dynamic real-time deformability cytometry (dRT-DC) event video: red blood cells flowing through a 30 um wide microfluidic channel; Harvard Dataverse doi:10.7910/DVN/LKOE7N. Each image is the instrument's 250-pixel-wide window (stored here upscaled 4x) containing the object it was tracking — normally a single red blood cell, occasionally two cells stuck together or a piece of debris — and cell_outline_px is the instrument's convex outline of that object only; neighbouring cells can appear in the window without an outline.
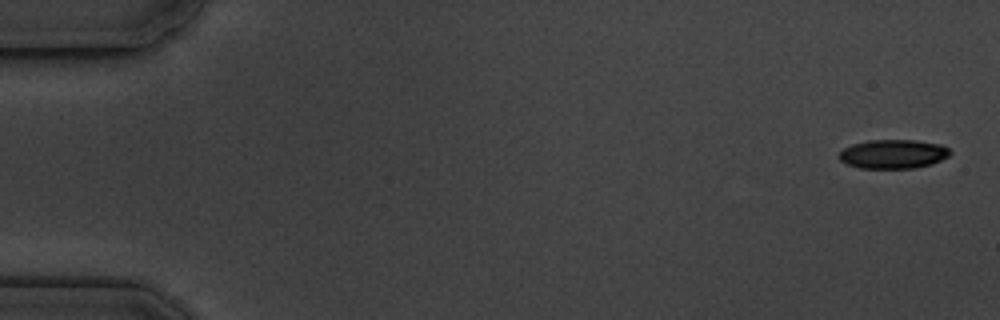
{"species": "common noctule bat (a hibernating species)", "species_latin": "Nyctalus noctula", "temperature_condition": "cold", "stored_images_in_passage": 6, "camera_frame_rate_fps": 3000, "um_per_image_px": 0.085, "animal": {"sex": "male", "body_mass_g": 19.5, "forearm_length_mm": 54.6}, "frame": {"image": 1, "passage_image": 1, "time_ms": 0.0, "image_size_px": [1000, 320], "cell_outline_px": [[952, 152], [948, 156], [932, 164], [916, 168], [860, 168], [848, 164], [840, 160], [836, 156], [844, 148], [852, 144], [868, 140], [916, 140], [940, 144], [948, 148]], "centroid_in_image_um": [75.91, 13.09], "position_along_channel_um": 9.1, "area_um2": 18.84}}
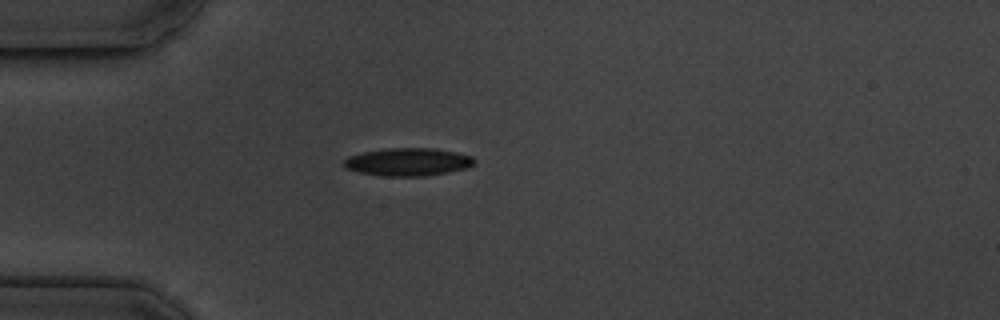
{"frame": {"image": 2, "passage_image": 5, "time_ms": 4.667, "image_size_px": [1000, 320], "cell_outline_px": [[476, 164], [468, 168], [448, 172], [424, 176], [380, 176], [360, 172], [344, 168], [344, 160], [348, 156], [364, 152], [384, 148], [432, 148], [456, 152], [472, 156], [476, 160]], "centroid_in_image_um": [34.7, 13.76], "position_along_channel_um": 50.3, "area_um2": 21.33}}